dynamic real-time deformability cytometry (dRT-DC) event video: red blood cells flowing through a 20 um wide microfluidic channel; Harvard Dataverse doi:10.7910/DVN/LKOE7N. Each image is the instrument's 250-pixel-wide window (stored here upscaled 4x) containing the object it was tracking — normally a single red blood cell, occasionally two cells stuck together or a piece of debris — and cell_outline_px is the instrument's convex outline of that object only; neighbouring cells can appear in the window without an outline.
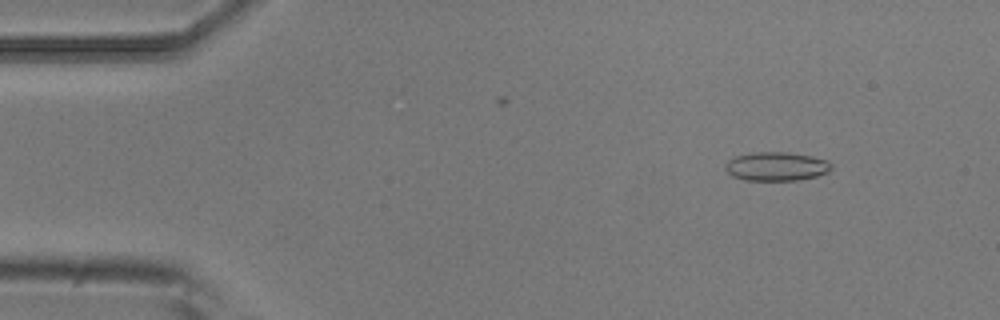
{"species": "common noctule bat (a hibernating species)", "species_latin": "Nyctalus noctula", "temperature_condition": "room temperature", "stored_images_in_passage": 8, "camera_frame_rate_fps": 3000, "um_per_image_px": 0.085, "animal": {"sex": "male", "body_mass_g": 20.5, "forearm_length_mm": 52.5}, "frame": {"image": 1, "passage_image": 1, "time_ms": 0.0, "image_size_px": [1000, 320], "cell_outline_px": [[832, 168], [828, 172], [816, 176], [800, 180], [744, 180], [732, 176], [724, 168], [724, 164], [728, 160], [736, 156], [756, 152], [788, 152], [812, 156], [828, 160], [832, 164]], "centroid_in_image_um": [66.0, 14.14], "position_along_channel_um": 19.0, "area_um2": 17.92}}
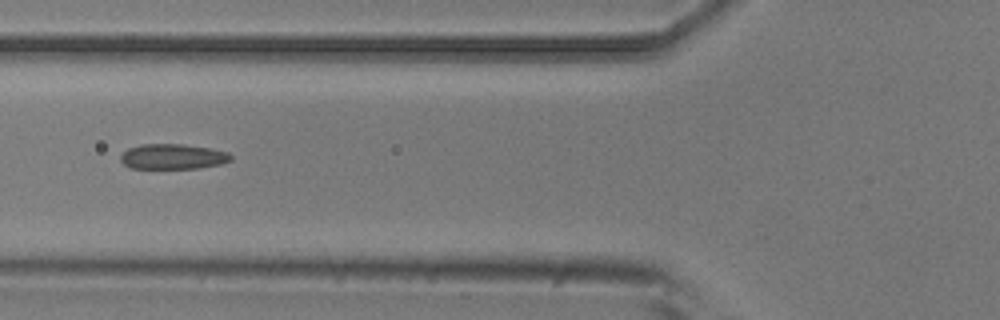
{"frame": {"image": 2, "passage_image": 5, "time_ms": 1.333, "image_size_px": [1000, 320], "cell_outline_px": [[232, 160], [220, 164], [200, 168], [128, 168], [120, 160], [120, 156], [128, 148], [140, 144], [184, 144], [208, 148], [228, 152], [232, 156]], "centroid_in_image_um": [14.68, 13.31], "position_along_channel_um": 111.1, "area_um2": 16.24}}
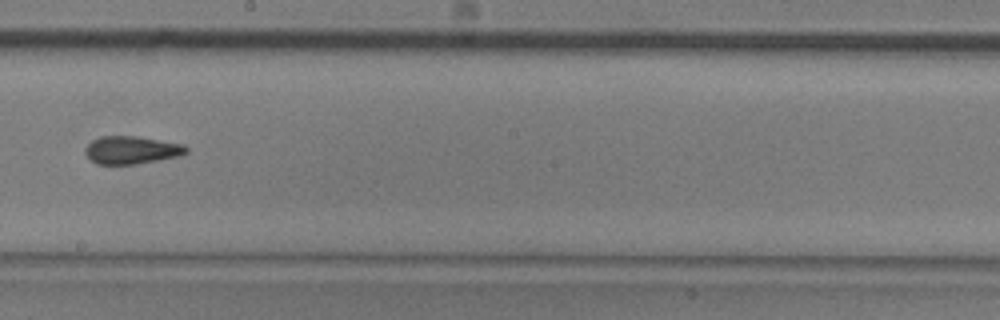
{"frame": {"image": 3, "passage_image": 8, "time_ms": 2.333, "image_size_px": [1000, 320], "cell_outline_px": [[188, 152], [180, 156], [136, 164], [96, 164], [84, 152], [84, 148], [92, 140], [100, 136], [140, 136], [184, 144], [188, 148]], "centroid_in_image_um": [11.2, 12.74], "position_along_channel_um": 237.0, "area_um2": 16.53}}